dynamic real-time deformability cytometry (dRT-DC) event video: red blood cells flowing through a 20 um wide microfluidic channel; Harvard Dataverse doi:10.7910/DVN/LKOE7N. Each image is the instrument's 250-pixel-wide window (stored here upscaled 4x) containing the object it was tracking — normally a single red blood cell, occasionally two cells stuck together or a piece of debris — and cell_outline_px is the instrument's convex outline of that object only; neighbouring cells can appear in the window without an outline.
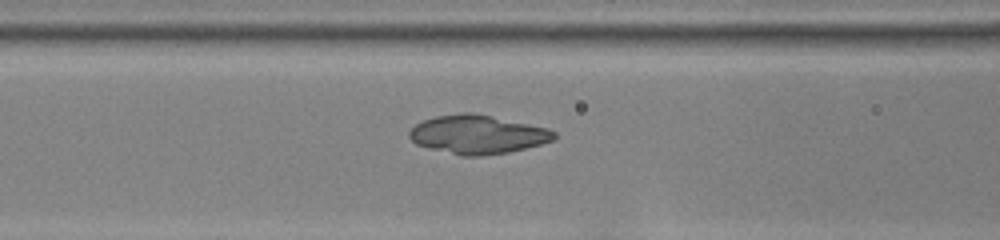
{"species": "common noctule bat (a hibernating species)", "species_latin": "Nyctalus noctula", "temperature_condition": "room temperature", "stored_images_in_passage": 33, "camera_frame_rate_fps": 3000, "um_per_image_px": 0.085, "animal": {"sex": "female", "body_mass_g": 22.0, "forearm_length_mm": 56.7}, "frame": {"image": 1, "passage_image": 8, "time_ms": 2.333, "image_size_px": [1000, 240], "cell_outline_px": [[556, 136], [552, 140], [540, 144], [508, 152], [480, 156], [460, 156], [428, 148], [416, 144], [408, 136], [408, 132], [416, 124], [424, 120], [436, 116], [460, 112], [472, 112], [492, 116], [548, 128], [556, 132]], "centroid_in_image_um": [40.56, 11.43], "position_along_channel_um": 126.0, "area_um2": 32.6}}
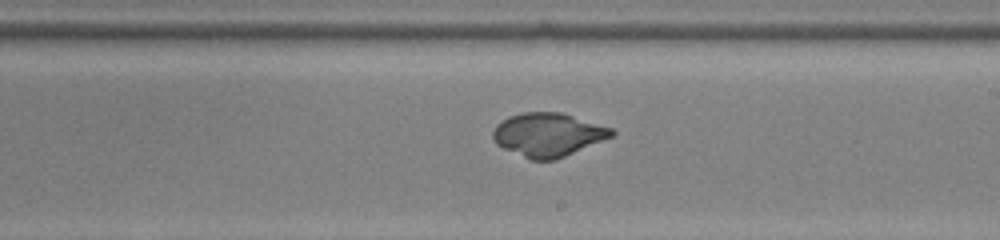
{"frame": {"image": 2, "passage_image": 17, "time_ms": 5.333, "image_size_px": [1000, 240], "cell_outline_px": [[616, 132], [612, 136], [556, 160], [532, 160], [504, 148], [496, 144], [492, 136], [492, 132], [496, 124], [500, 120], [508, 116], [524, 112], [560, 112], [612, 128]], "centroid_in_image_um": [46.55, 11.44], "position_along_channel_um": 242.5, "area_um2": 29.94}}
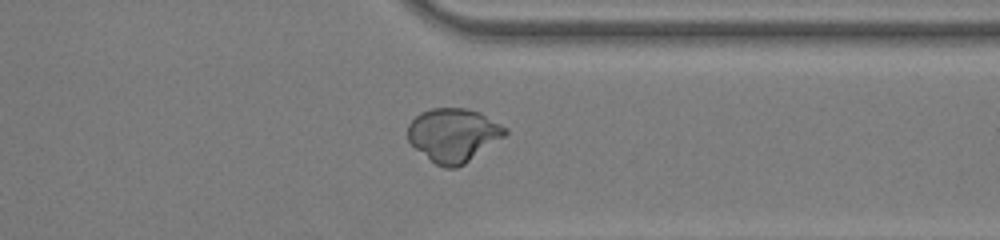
{"frame": {"image": 3, "passage_image": 27, "time_ms": 8.667, "image_size_px": [1000, 240], "cell_outline_px": [[508, 132], [504, 136], [464, 164], [456, 168], [444, 168], [436, 164], [416, 148], [408, 140], [408, 124], [420, 112], [432, 108], [464, 108], [480, 112], [508, 128]], "centroid_in_image_um": [38.54, 11.46], "position_along_channel_um": 372.9, "area_um2": 30.11}}